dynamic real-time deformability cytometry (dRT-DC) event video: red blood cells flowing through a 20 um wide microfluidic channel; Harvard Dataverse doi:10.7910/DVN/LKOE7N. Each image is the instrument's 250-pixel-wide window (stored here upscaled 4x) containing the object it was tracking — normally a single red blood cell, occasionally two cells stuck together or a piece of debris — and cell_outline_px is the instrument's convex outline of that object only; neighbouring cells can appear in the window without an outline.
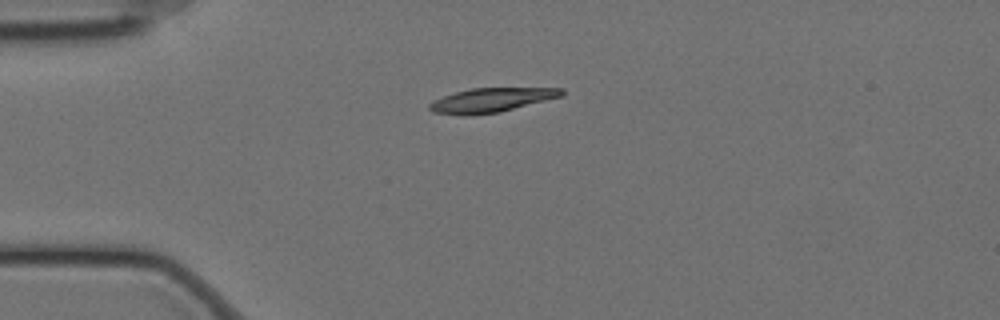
{"species": "Egyptian fruit bat (a non-hibernating species)", "species_latin": "Rousettus aegyptiacus", "temperature_condition": "cold", "stored_images_in_passage": 16, "camera_frame_rate_fps": 3000, "um_per_image_px": 0.085, "animal": {"sex": "female"}, "frame": {"image": 1, "passage_image": 1, "time_ms": 0.0, "image_size_px": [1000, 320], "cell_outline_px": [[564, 96], [500, 112], [468, 116], [460, 116], [432, 112], [428, 108], [428, 104], [444, 96], [456, 92], [472, 88], [564, 88]], "centroid_in_image_um": [41.77, 8.52], "position_along_channel_um": 43.2, "area_um2": 18.79}}
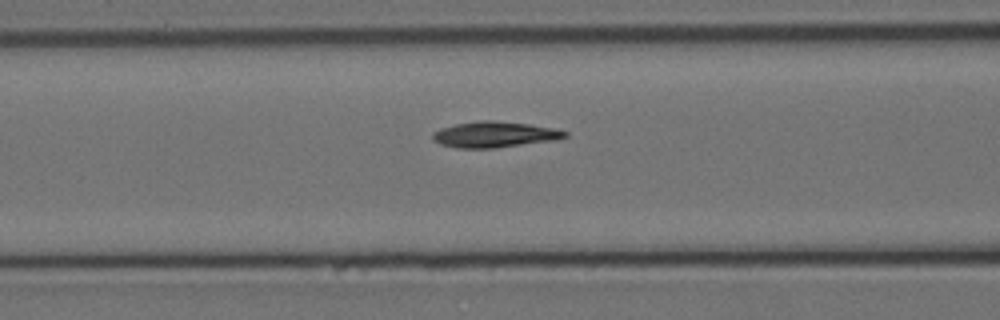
{"frame": {"image": 2, "passage_image": 10, "time_ms": 3.0, "image_size_px": [1000, 320], "cell_outline_px": [[568, 136], [556, 140], [496, 148], [456, 148], [440, 144], [432, 140], [432, 132], [440, 128], [456, 124], [480, 120], [492, 120], [528, 124], [552, 128], [568, 132]], "centroid_in_image_um": [42.0, 11.44], "position_along_channel_um": 124.6, "area_um2": 20.0}}
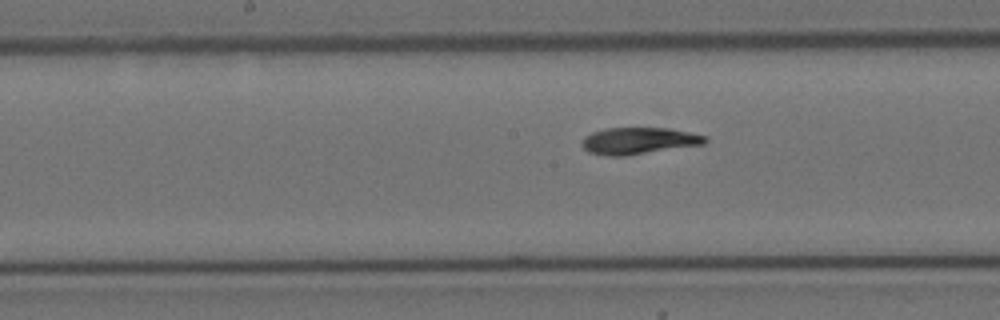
{"frame": {"image": 3, "passage_image": 16, "time_ms": 5.0, "image_size_px": [1000, 320], "cell_outline_px": [[708, 140], [704, 144], [624, 156], [608, 156], [588, 152], [580, 144], [584, 136], [592, 132], [604, 128], [668, 128], [708, 136]], "centroid_in_image_um": [54.27, 11.96], "position_along_channel_um": 193.9, "area_um2": 19.25}}